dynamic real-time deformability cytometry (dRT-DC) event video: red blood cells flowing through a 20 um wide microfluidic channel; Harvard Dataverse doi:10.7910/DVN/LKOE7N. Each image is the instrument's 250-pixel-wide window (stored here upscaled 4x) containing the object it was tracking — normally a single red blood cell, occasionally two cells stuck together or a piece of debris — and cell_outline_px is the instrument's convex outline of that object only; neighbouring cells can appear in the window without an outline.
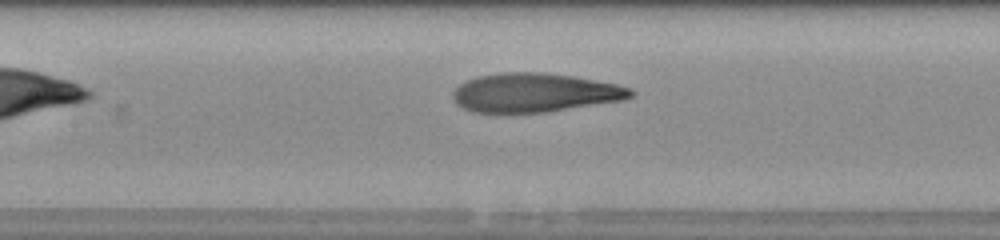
{"species": "human", "species_latin": "Homo sapiens", "temperature_condition": "room temperature", "stored_images_in_passage": 13, "camera_frame_rate_fps": 3000, "um_per_image_px": 0.085, "donor": {"sex": "male"}, "frame": {"image": 1, "passage_image": 8, "time_ms": 2.333, "image_size_px": [1000, 240], "cell_outline_px": [[636, 92], [632, 96], [624, 100], [544, 112], [472, 112], [456, 104], [452, 96], [452, 92], [460, 84], [476, 76], [504, 72], [544, 72], [572, 76], [616, 84], [632, 88]], "centroid_in_image_um": [45.45, 7.87], "position_along_channel_um": 162.0, "area_um2": 40.23}}
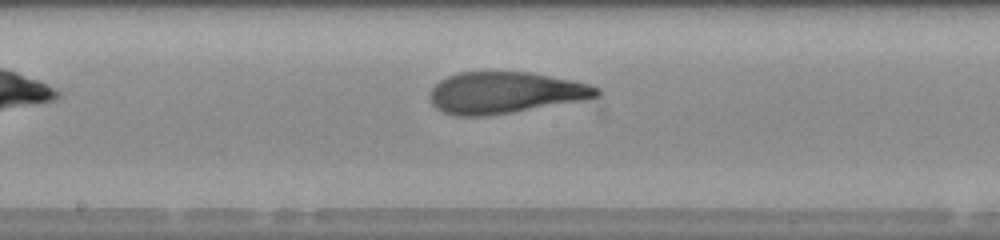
{"frame": {"image": 2, "passage_image": 11, "time_ms": 3.333, "image_size_px": [1000, 240], "cell_outline_px": [[600, 96], [584, 100], [488, 116], [452, 116], [436, 108], [432, 104], [432, 88], [440, 80], [448, 76], [460, 72], [528, 72], [588, 84], [600, 88]], "centroid_in_image_um": [42.93, 7.89], "position_along_channel_um": 205.3, "area_um2": 40.0}}